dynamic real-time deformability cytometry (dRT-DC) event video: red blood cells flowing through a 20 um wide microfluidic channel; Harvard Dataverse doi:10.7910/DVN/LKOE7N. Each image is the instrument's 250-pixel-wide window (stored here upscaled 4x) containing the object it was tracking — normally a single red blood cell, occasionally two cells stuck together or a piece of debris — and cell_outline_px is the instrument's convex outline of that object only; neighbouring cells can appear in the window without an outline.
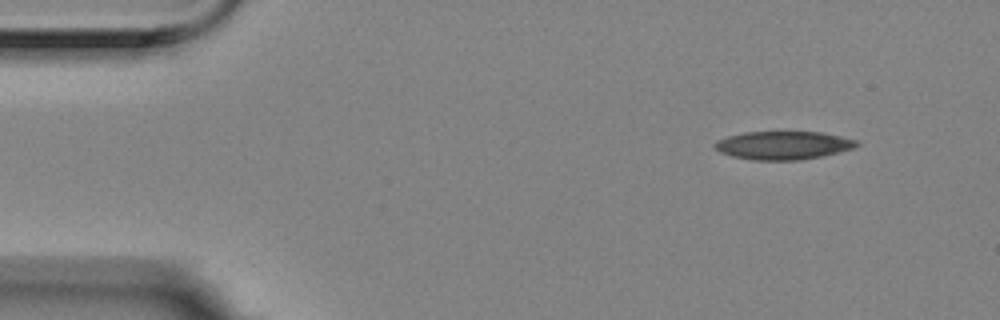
{"species": "Egyptian fruit bat (a non-hibernating species)", "species_latin": "Rousettus aegyptiacus", "temperature_condition": "room temperature", "stored_images_in_passage": 4, "camera_frame_rate_fps": 3000, "um_per_image_px": 0.085, "animal": {"sex": "female"}, "frame": {"image": 1, "passage_image": 1, "time_ms": 0.0, "image_size_px": [1000, 320], "cell_outline_px": [[860, 144], [856, 148], [840, 152], [800, 160], [752, 160], [732, 156], [720, 152], [712, 144], [716, 140], [728, 136], [744, 132], [820, 132], [840, 136], [856, 140]], "centroid_in_image_um": [66.57, 12.35], "position_along_channel_um": 18.4, "area_um2": 23.41}}
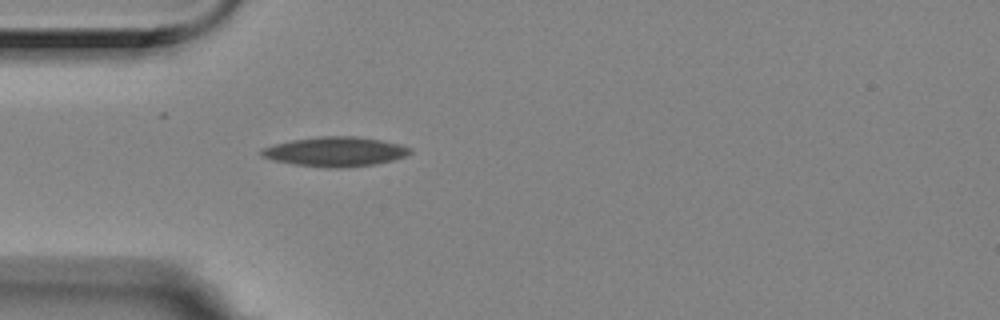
{"frame": {"image": 2, "passage_image": 4, "time_ms": 1.0, "image_size_px": [1000, 320], "cell_outline_px": [[412, 152], [404, 156], [392, 160], [372, 164], [340, 168], [336, 168], [296, 164], [272, 160], [260, 156], [260, 148], [292, 140], [320, 136], [356, 136], [380, 140], [400, 144], [412, 148]], "centroid_in_image_um": [28.48, 12.88], "position_along_channel_um": 56.5, "area_um2": 25.32}}